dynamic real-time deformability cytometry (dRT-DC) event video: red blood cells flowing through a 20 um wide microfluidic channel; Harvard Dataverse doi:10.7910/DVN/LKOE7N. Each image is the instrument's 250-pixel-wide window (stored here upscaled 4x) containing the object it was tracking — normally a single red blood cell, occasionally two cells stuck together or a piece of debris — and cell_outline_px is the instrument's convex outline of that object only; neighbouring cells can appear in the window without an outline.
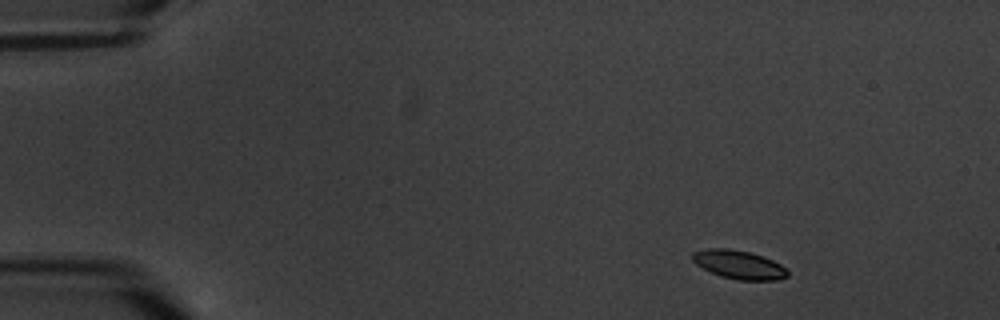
{"species": "common noctule bat (a hibernating species)", "species_latin": "Nyctalus noctula", "temperature_condition": "warm", "stored_images_in_passage": 4, "camera_frame_rate_fps": 3000, "um_per_image_px": 0.085, "animal": {"sex": "male", "body_mass_g": 20.1, "forearm_length_mm": 53.5}, "frame": {"image": 1, "passage_image": 1, "time_ms": 0.0, "image_size_px": [1000, 320], "cell_outline_px": [[788, 276], [776, 280], [736, 280], [720, 276], [696, 264], [688, 256], [692, 252], [708, 248], [728, 248], [748, 252], [764, 256], [788, 268]], "centroid_in_image_um": [62.79, 22.49], "position_along_channel_um": 22.2, "area_um2": 16.01}}